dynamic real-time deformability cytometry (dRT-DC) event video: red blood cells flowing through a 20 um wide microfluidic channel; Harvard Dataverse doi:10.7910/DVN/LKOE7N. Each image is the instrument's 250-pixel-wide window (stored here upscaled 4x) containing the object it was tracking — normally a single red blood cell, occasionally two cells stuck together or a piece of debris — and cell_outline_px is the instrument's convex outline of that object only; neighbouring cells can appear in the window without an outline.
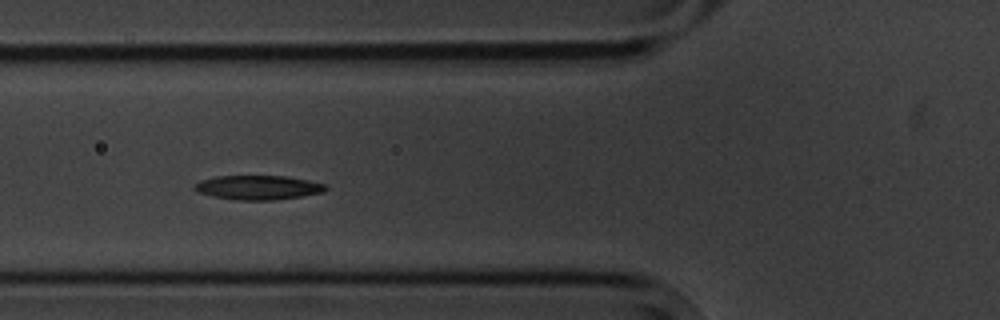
{"species": "common noctule bat (a hibernating species)", "species_latin": "Nyctalus noctula", "temperature_condition": "cold", "stored_images_in_passage": 6, "camera_frame_rate_fps": 3000, "um_per_image_px": 0.085, "animal": {"sex": "male", "body_mass_g": 20.1, "forearm_length_mm": 53.5}, "frame": {"image": 1, "passage_image": 5, "time_ms": 5.0, "image_size_px": [1000, 320], "cell_outline_px": [[328, 188], [324, 192], [276, 200], [236, 200], [212, 196], [196, 192], [192, 188], [200, 180], [216, 176], [284, 176], [308, 180], [328, 184]], "centroid_in_image_um": [21.94, 15.94], "position_along_channel_um": 103.9, "area_um2": 18.67}}
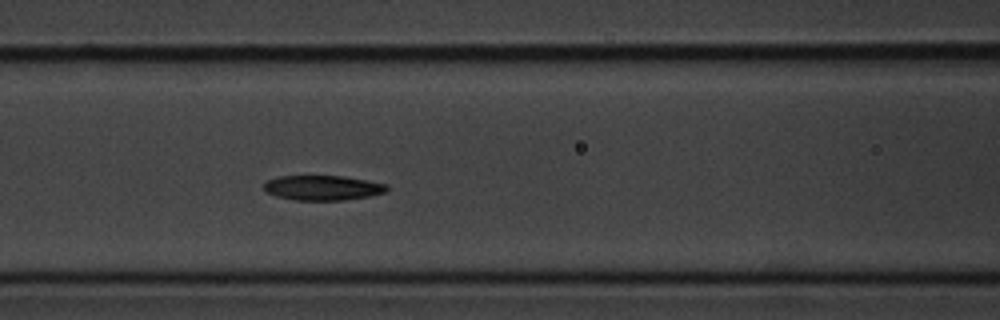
{"frame": {"image": 2, "passage_image": 6, "time_ms": 6.0, "image_size_px": [1000, 320], "cell_outline_px": [[388, 188], [384, 192], [368, 196], [344, 200], [292, 200], [276, 196], [264, 192], [264, 184], [268, 180], [280, 176], [344, 176], [388, 184]], "centroid_in_image_um": [27.4, 15.96], "position_along_channel_um": 139.2, "area_um2": 17.8}}